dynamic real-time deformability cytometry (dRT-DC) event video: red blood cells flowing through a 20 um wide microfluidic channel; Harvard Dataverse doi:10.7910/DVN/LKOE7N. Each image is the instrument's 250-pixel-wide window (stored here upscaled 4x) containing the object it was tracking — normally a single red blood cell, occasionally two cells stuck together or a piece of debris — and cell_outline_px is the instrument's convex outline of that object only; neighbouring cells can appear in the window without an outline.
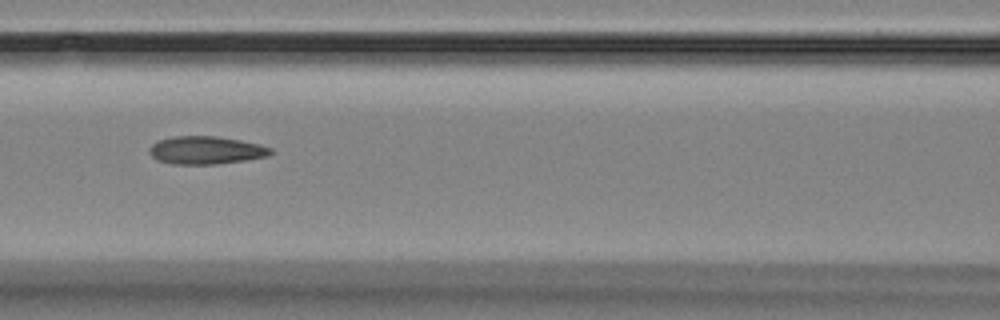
{"species": "Egyptian fruit bat (a non-hibernating species)", "species_latin": "Rousettus aegyptiacus", "temperature_condition": "room temperature", "stored_images_in_passage": 13, "camera_frame_rate_fps": 3000, "um_per_image_px": 0.085, "animal": {"sex": "female"}, "frame": {"image": 1, "passage_image": 4, "time_ms": 3.333, "image_size_px": [1000, 320], "cell_outline_px": [[272, 152], [268, 156], [244, 160], [216, 164], [172, 164], [156, 160], [148, 152], [148, 148], [152, 144], [160, 140], [172, 136], [216, 136], [240, 140], [260, 144], [272, 148]], "centroid_in_image_um": [17.48, 12.77], "position_along_channel_um": 149.1, "area_um2": 19.77}}
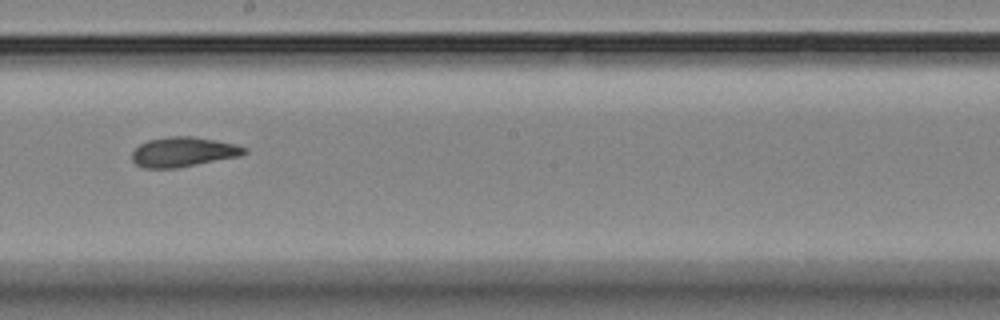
{"frame": {"image": 2, "passage_image": 6, "time_ms": 5.667, "image_size_px": [1000, 320], "cell_outline_px": [[248, 152], [240, 156], [180, 168], [144, 168], [136, 164], [132, 160], [132, 152], [140, 144], [148, 140], [168, 136], [192, 136], [216, 140], [236, 144], [248, 148]], "centroid_in_image_um": [15.61, 12.92], "position_along_channel_um": 232.6, "area_um2": 19.71}}
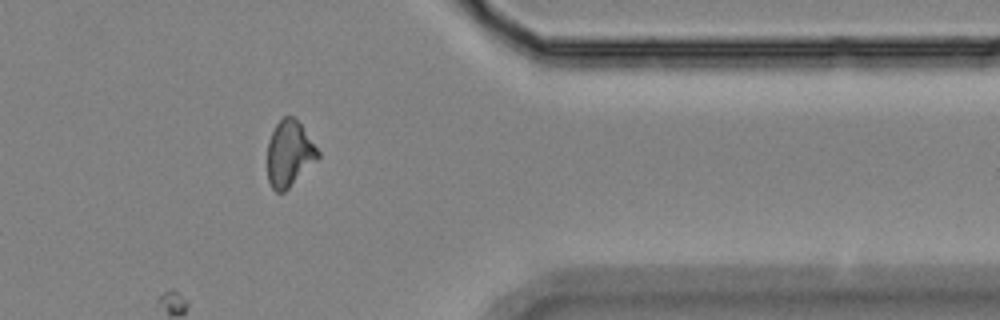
{"frame": {"image": 3, "passage_image": 10, "time_ms": 10.333, "image_size_px": [1000, 320], "cell_outline_px": [[320, 156], [284, 192], [276, 192], [272, 188], [268, 180], [268, 140], [276, 124], [284, 116], [292, 116], [300, 124], [320, 152]], "centroid_in_image_um": [24.58, 13.06], "position_along_channel_um": 386.8, "area_um2": 19.02}, "authors_computed_cell_mechanics": {"area_um2": 19.4208, "velocity_mm_per_s": 3.6059, "shape_relaxation_time_tau1_ms": 4.7549, "shape_relaxation_time_tau2_ms": 1.4466, "deformation_change_tau1": 0.1393, "deformation_change_tau2": 0.0809}}